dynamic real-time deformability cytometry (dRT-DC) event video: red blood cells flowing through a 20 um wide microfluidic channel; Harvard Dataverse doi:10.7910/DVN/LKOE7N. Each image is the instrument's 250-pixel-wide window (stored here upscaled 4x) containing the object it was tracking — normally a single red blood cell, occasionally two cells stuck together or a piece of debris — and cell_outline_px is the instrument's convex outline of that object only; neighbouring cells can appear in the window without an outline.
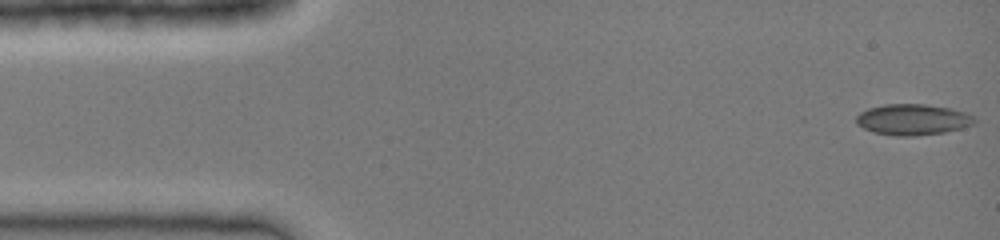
{"species": "common noctule bat (a hibernating species)", "species_latin": "Nyctalus noctula", "temperature_condition": "cold", "stored_images_in_passage": 9, "camera_frame_rate_fps": 3000, "um_per_image_px": 0.085, "animal": {"sex": "female", "body_mass_g": 19.0, "forearm_length_mm": 51.5}, "frame": {"image": 1, "passage_image": 1, "time_ms": 0.0, "image_size_px": [1000, 240], "cell_outline_px": [[976, 120], [972, 124], [960, 128], [944, 132], [916, 136], [896, 136], [872, 132], [856, 124], [856, 116], [860, 112], [868, 108], [884, 104], [924, 104], [948, 108], [964, 112], [972, 116]], "centroid_in_image_um": [77.52, 10.16], "position_along_channel_um": 7.5, "area_um2": 21.21}}